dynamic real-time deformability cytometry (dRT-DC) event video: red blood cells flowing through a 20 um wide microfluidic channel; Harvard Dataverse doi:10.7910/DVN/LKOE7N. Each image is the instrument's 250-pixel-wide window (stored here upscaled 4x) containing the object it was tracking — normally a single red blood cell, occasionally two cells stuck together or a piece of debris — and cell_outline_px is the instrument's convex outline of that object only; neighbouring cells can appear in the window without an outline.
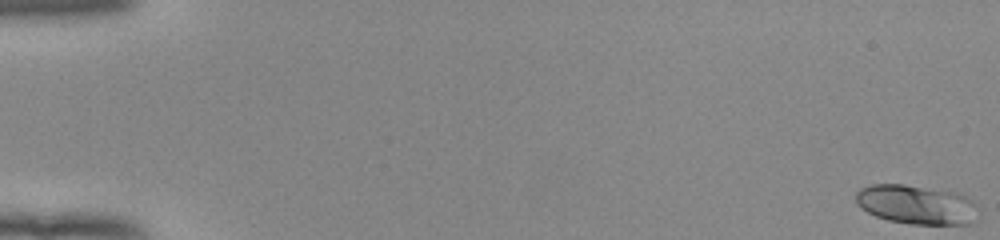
{"species": "human", "species_latin": "Homo sapiens", "temperature_condition": "room temperature", "stored_images_in_passage": 54, "camera_frame_rate_fps": 3000, "um_per_image_px": 0.085, "donor": {"sex": "female"}, "frame": {"image": 1, "passage_image": 1, "time_ms": 0.0, "image_size_px": [1000, 240], "cell_outline_px": [[980, 220], [968, 224], [912, 224], [888, 220], [876, 216], [860, 208], [856, 204], [856, 192], [860, 188], [872, 184], [904, 184], [960, 192], [972, 200], [976, 204], [980, 216]], "centroid_in_image_um": [77.96, 17.39], "position_along_channel_um": 7.0, "area_um2": 28.61}}
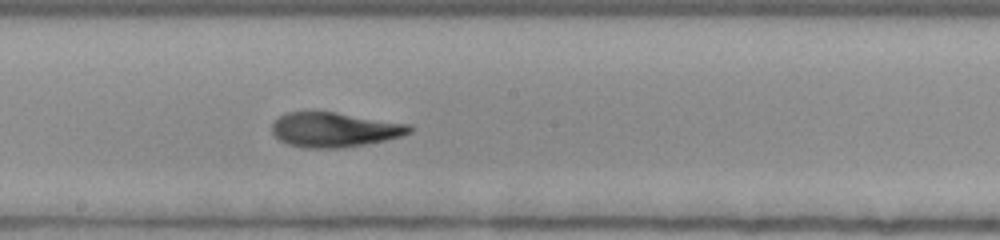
{"frame": {"image": 2, "passage_image": 31, "time_ms": 10.0, "image_size_px": [1000, 240], "cell_outline_px": [[412, 132], [400, 136], [384, 140], [344, 148], [304, 148], [288, 144], [280, 140], [272, 132], [272, 124], [280, 116], [288, 112], [336, 112], [412, 124]], "centroid_in_image_um": [28.45, 11.02], "position_along_channel_um": 219.7, "area_um2": 27.74}}
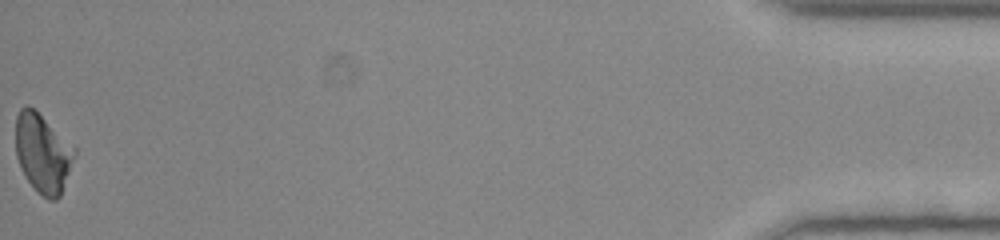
{"frame": {"image": 3, "passage_image": 54, "time_ms": 17.667, "image_size_px": [1000, 240], "cell_outline_px": [[76, 156], [60, 196], [56, 200], [48, 200], [28, 180], [20, 168], [16, 156], [16, 116], [20, 108], [28, 104], [76, 148]], "centroid_in_image_um": [3.64, 13.02], "position_along_channel_um": 431.6, "area_um2": 26.76}, "authors_computed_cell_mechanics": {"area_um2": 27.7151, "velocity_mm_per_s": 3.9429, "shape_relaxation_time_tau1_ms": 6.0864, "shape_relaxation_time_tau2_ms": 2.002, "deformation_change_tau1": 0.2226, "deformation_change_tau2": 0.0941}}